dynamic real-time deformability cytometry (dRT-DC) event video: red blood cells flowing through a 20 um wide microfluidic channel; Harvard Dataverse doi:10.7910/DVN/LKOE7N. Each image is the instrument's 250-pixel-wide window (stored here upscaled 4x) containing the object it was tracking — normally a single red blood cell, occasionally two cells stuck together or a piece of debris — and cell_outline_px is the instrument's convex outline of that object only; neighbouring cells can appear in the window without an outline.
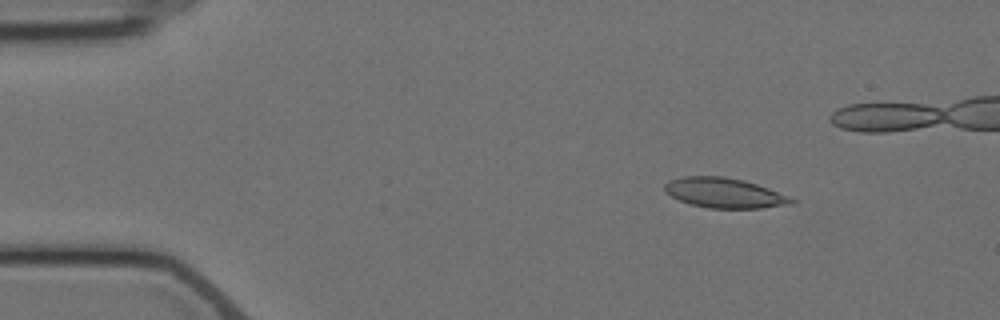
{"species": "Egyptian fruit bat (a non-hibernating species)", "species_latin": "Rousettus aegyptiacus", "temperature_condition": "cold", "stored_images_in_passage": 6, "camera_frame_rate_fps": 3000, "um_per_image_px": 0.085, "animal": {"sex": "female"}, "frame": {"image": 1, "passage_image": 3, "time_ms": 2.333, "image_size_px": [1000, 320], "cell_outline_px": [[800, 200], [796, 204], [760, 208], [708, 208], [692, 204], [680, 200], [664, 192], [664, 184], [668, 180], [684, 176], [724, 176], [744, 180], [768, 188]], "centroid_in_image_um": [61.62, 16.4], "position_along_channel_um": 23.4, "area_um2": 22.37}}